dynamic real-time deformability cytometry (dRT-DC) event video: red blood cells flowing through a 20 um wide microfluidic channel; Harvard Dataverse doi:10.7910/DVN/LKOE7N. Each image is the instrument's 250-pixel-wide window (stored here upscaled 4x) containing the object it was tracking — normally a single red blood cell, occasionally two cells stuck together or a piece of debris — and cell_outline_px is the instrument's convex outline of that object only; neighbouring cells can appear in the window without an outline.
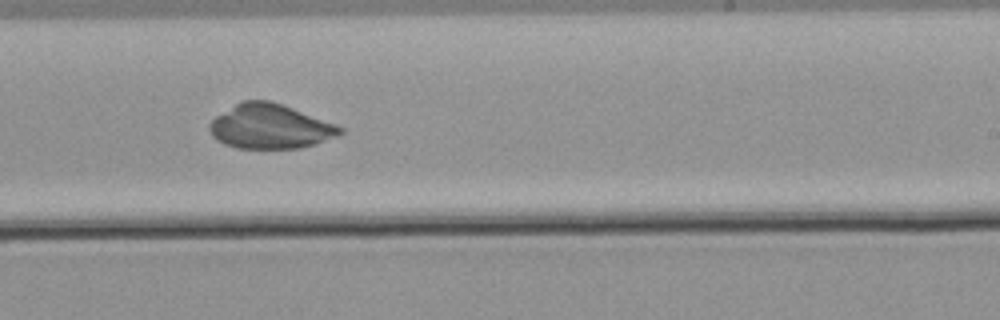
{"species": "common noctule bat (a hibernating species)", "species_latin": "Nyctalus noctula", "temperature_condition": "warm", "stored_images_in_passage": 57, "camera_frame_rate_fps": 3000, "um_per_image_px": 0.085, "animal": {"sex": "male", "body_mass_g": 21.5, "forearm_length_mm": 52.0}, "frame": {"image": 1, "passage_image": 35, "time_ms": 11.333, "image_size_px": [1000, 320], "cell_outline_px": [[344, 132], [336, 136], [316, 144], [300, 148], [236, 148], [224, 144], [216, 140], [212, 136], [208, 128], [208, 124], [216, 116], [236, 104], [244, 100], [268, 100], [292, 108], [336, 124], [344, 128]], "centroid_in_image_um": [22.95, 10.76], "position_along_channel_um": 266.1, "area_um2": 33.7}}
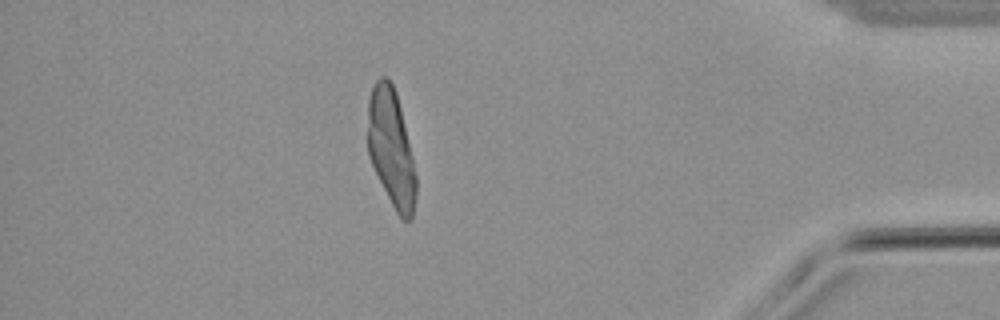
{"frame": {"image": 2, "passage_image": 50, "time_ms": 16.333, "image_size_px": [1000, 320], "cell_outline_px": [[416, 196], [412, 220], [400, 220], [368, 156], [368, 100], [372, 88], [376, 80], [380, 76], [388, 76], [396, 92], [412, 156], [416, 176]], "centroid_in_image_um": [33.25, 12.59], "position_along_channel_um": 402.0, "area_um2": 32.77}}